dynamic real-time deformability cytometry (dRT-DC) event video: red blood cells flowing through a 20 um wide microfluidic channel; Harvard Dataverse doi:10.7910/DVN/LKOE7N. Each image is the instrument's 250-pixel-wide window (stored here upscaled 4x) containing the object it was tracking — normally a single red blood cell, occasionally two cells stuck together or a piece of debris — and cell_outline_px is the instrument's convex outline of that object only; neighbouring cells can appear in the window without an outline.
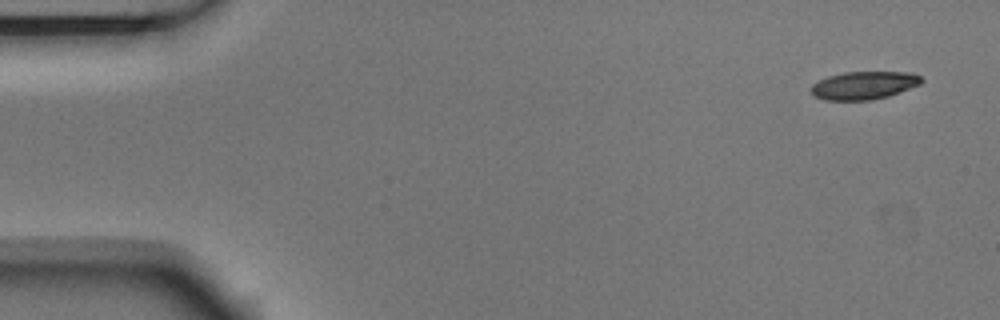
{"species": "Egyptian fruit bat (a non-hibernating species)", "species_latin": "Rousettus aegyptiacus", "temperature_condition": "room temperature", "stored_images_in_passage": 5, "camera_frame_rate_fps": 3000, "um_per_image_px": 0.085, "animal": {"sex": "male"}, "frame": {"image": 1, "passage_image": 1, "time_ms": 0.0, "image_size_px": [1000, 320], "cell_outline_px": [[924, 80], [920, 84], [900, 92], [888, 96], [872, 100], [824, 100], [812, 96], [808, 88], [812, 84], [828, 76], [844, 72], [912, 72], [920, 76]], "centroid_in_image_um": [73.39, 7.26], "position_along_channel_um": 11.6, "area_um2": 18.21}}